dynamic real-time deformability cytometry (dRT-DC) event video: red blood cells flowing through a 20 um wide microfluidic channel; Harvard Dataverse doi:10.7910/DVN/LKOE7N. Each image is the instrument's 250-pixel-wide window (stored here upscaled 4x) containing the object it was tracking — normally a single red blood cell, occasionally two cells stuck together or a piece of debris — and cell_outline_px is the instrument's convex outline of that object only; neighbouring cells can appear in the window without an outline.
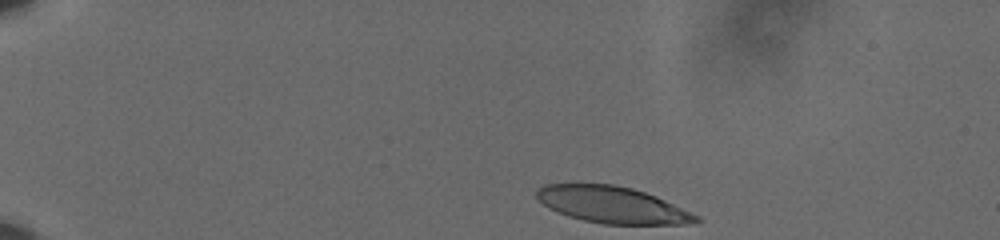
{"species": "human", "species_latin": "Homo sapiens", "temperature_condition": "cold", "stored_images_in_passage": 20, "camera_frame_rate_fps": 3000, "um_per_image_px": 0.085, "donor": {"sex": "male"}, "frame": {"image": 1, "passage_image": 1, "time_ms": 0.0, "image_size_px": [1000, 240], "cell_outline_px": [[704, 220], [684, 224], [604, 224], [584, 220], [568, 216], [548, 208], [536, 196], [536, 192], [544, 184], [612, 184], [632, 188], [656, 196], [700, 216]], "centroid_in_image_um": [52.07, 17.41], "position_along_channel_um": 32.9, "area_um2": 33.76}}
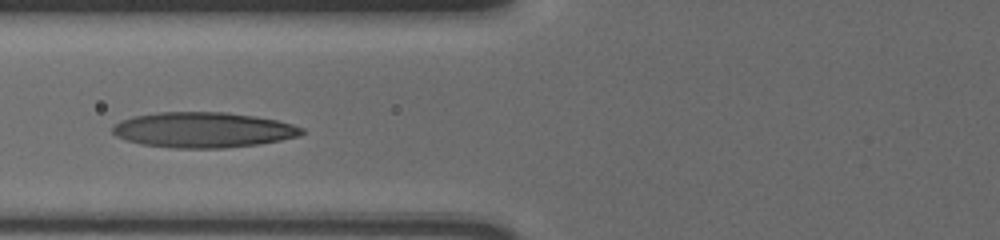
{"frame": {"image": 2, "passage_image": 15, "time_ms": 4.667, "image_size_px": [1000, 240], "cell_outline_px": [[304, 132], [300, 136], [260, 144], [224, 148], [176, 148], [140, 144], [116, 136], [112, 132], [112, 128], [120, 120], [132, 116], [156, 112], [224, 112], [256, 116], [276, 120], [292, 124], [304, 128]], "centroid_in_image_um": [17.27, 11.04], "position_along_channel_um": 108.5, "area_um2": 39.13}}
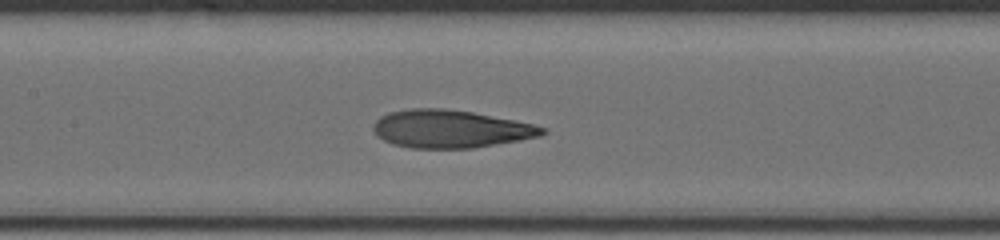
{"frame": {"image": 3, "passage_image": 20, "time_ms": 6.333, "image_size_px": [1000, 240], "cell_outline_px": [[548, 132], [540, 136], [520, 140], [472, 148], [412, 148], [392, 144], [376, 136], [372, 128], [372, 124], [380, 116], [388, 112], [412, 108], [444, 108], [472, 112], [532, 124], [548, 128]], "centroid_in_image_um": [38.26, 10.96], "position_along_channel_um": 169.1, "area_um2": 37.34}}